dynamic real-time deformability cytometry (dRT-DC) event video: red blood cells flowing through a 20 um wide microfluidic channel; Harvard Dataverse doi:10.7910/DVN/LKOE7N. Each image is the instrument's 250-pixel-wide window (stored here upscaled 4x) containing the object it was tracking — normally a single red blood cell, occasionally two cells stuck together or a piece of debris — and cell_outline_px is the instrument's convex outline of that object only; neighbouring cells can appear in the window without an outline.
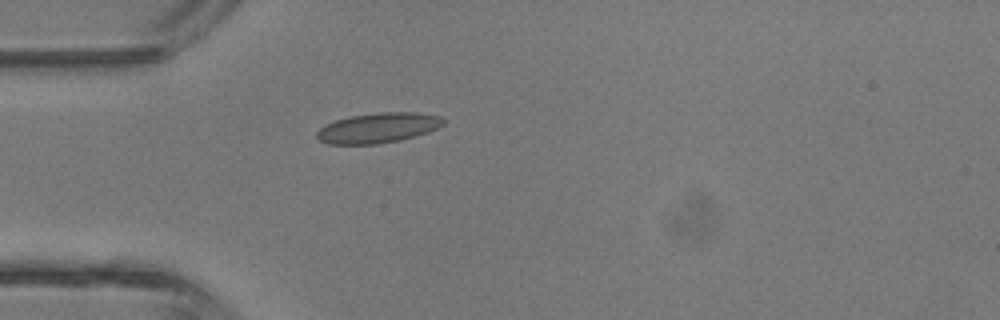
{"species": "common noctule bat (a hibernating species)", "species_latin": "Nyctalus noctula", "temperature_condition": "room temperature", "stored_images_in_passage": 1, "camera_frame_rate_fps": 3000, "um_per_image_px": 0.085, "animal": {"sex": "male", "body_mass_g": 13.3}, "frame": {"image": 1, "passage_image": 1, "time_ms": 0.0, "image_size_px": [1000, 320], "cell_outline_px": [[444, 124], [428, 132], [416, 136], [400, 140], [376, 144], [328, 144], [320, 140], [316, 136], [316, 132], [324, 124], [336, 120], [352, 116], [380, 112], [416, 112], [440, 116], [444, 120]], "centroid_in_image_um": [32.13, 10.87], "position_along_channel_um": 52.9, "area_um2": 22.14}}